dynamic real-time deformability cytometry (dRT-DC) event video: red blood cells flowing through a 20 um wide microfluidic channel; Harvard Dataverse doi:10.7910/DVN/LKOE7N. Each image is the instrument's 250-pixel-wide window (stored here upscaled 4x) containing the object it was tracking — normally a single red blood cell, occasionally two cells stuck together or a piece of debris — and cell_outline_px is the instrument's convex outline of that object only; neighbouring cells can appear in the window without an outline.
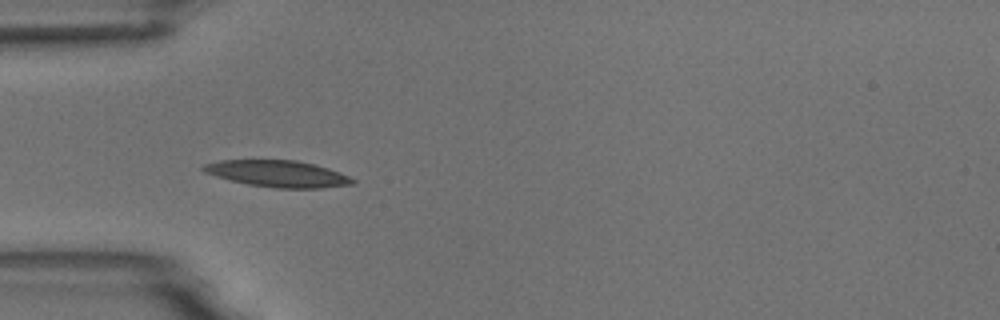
{"species": "common noctule bat (a hibernating species)", "species_latin": "Nyctalus noctula", "temperature_condition": "room temperature", "stored_images_in_passage": 11, "camera_frame_rate_fps": 3000, "um_per_image_px": 0.085, "animal": {"sex": "male", "body_mass_g": 18.8}, "frame": {"image": 1, "passage_image": 4, "time_ms": 1.0, "image_size_px": [1000, 320], "cell_outline_px": [[356, 180], [352, 184], [320, 188], [276, 188], [248, 184], [216, 176], [204, 172], [200, 168], [204, 164], [220, 160], [296, 160], [316, 164], [340, 172]], "centroid_in_image_um": [23.61, 14.76], "position_along_channel_um": 61.4, "area_um2": 23.0}}